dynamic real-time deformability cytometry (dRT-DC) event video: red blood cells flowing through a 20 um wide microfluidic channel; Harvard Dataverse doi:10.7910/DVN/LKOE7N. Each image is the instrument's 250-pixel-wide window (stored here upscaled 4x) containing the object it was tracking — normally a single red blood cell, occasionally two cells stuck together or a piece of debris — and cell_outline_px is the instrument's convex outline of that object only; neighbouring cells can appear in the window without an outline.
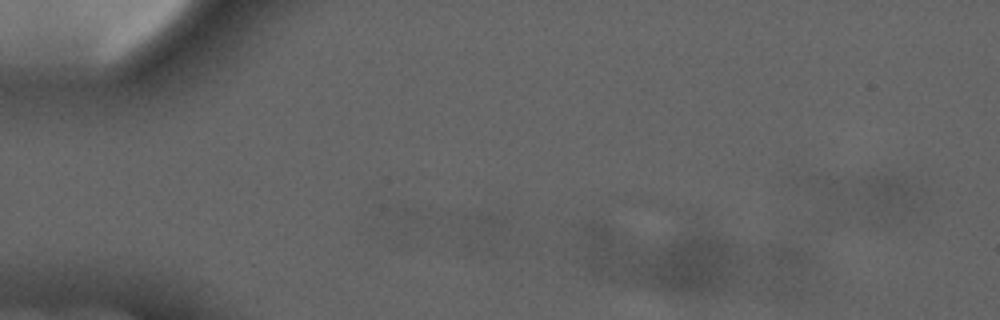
{"species": "common noctule bat (a hibernating species)", "species_latin": "Nyctalus noctula", "temperature_condition": "cold", "stored_images_in_passage": 2, "camera_frame_rate_fps": 3000, "um_per_image_px": 0.085, "animal": {"sex": "male", "forearm_length_mm": 52.5}, "frame": {"image": 1, "passage_image": 2, "time_ms": 1.0, "image_size_px": [1000, 320], "cell_outline_px": [[812, 268], [804, 292], [800, 296], [772, 296], [764, 292], [760, 248], [780, 244], [800, 248], [808, 256], [812, 264]], "centroid_in_image_um": [66.72, 22.98], "position_along_channel_um": 18.3, "area_um2": 16.18}}